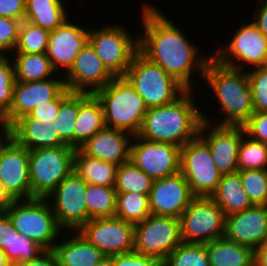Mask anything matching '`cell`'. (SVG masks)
Instances as JSON below:
<instances>
[{
    "instance_id": "47",
    "label": "cell",
    "mask_w": 267,
    "mask_h": 266,
    "mask_svg": "<svg viewBox=\"0 0 267 266\" xmlns=\"http://www.w3.org/2000/svg\"><path fill=\"white\" fill-rule=\"evenodd\" d=\"M13 233H18L11 219L6 213H0V249H2L8 259L11 261V242L13 241Z\"/></svg>"
},
{
    "instance_id": "3",
    "label": "cell",
    "mask_w": 267,
    "mask_h": 266,
    "mask_svg": "<svg viewBox=\"0 0 267 266\" xmlns=\"http://www.w3.org/2000/svg\"><path fill=\"white\" fill-rule=\"evenodd\" d=\"M204 80L218 98L225 118L217 125L242 126L254 113V104L247 71L221 64L211 57Z\"/></svg>"
},
{
    "instance_id": "32",
    "label": "cell",
    "mask_w": 267,
    "mask_h": 266,
    "mask_svg": "<svg viewBox=\"0 0 267 266\" xmlns=\"http://www.w3.org/2000/svg\"><path fill=\"white\" fill-rule=\"evenodd\" d=\"M116 194L115 187L87 184V222L94 218L115 217Z\"/></svg>"
},
{
    "instance_id": "46",
    "label": "cell",
    "mask_w": 267,
    "mask_h": 266,
    "mask_svg": "<svg viewBox=\"0 0 267 266\" xmlns=\"http://www.w3.org/2000/svg\"><path fill=\"white\" fill-rule=\"evenodd\" d=\"M113 266H162V263L151 256L131 251L112 256Z\"/></svg>"
},
{
    "instance_id": "6",
    "label": "cell",
    "mask_w": 267,
    "mask_h": 266,
    "mask_svg": "<svg viewBox=\"0 0 267 266\" xmlns=\"http://www.w3.org/2000/svg\"><path fill=\"white\" fill-rule=\"evenodd\" d=\"M143 98L148 108L173 103L186 89L159 65L149 61L139 51L124 76Z\"/></svg>"
},
{
    "instance_id": "4",
    "label": "cell",
    "mask_w": 267,
    "mask_h": 266,
    "mask_svg": "<svg viewBox=\"0 0 267 266\" xmlns=\"http://www.w3.org/2000/svg\"><path fill=\"white\" fill-rule=\"evenodd\" d=\"M94 94L101 102L106 127L138 135L148 107L125 77H115Z\"/></svg>"
},
{
    "instance_id": "21",
    "label": "cell",
    "mask_w": 267,
    "mask_h": 266,
    "mask_svg": "<svg viewBox=\"0 0 267 266\" xmlns=\"http://www.w3.org/2000/svg\"><path fill=\"white\" fill-rule=\"evenodd\" d=\"M224 237L253 249L267 241V205L226 216Z\"/></svg>"
},
{
    "instance_id": "53",
    "label": "cell",
    "mask_w": 267,
    "mask_h": 266,
    "mask_svg": "<svg viewBox=\"0 0 267 266\" xmlns=\"http://www.w3.org/2000/svg\"><path fill=\"white\" fill-rule=\"evenodd\" d=\"M0 266H13V263L8 259L2 249H0Z\"/></svg>"
},
{
    "instance_id": "5",
    "label": "cell",
    "mask_w": 267,
    "mask_h": 266,
    "mask_svg": "<svg viewBox=\"0 0 267 266\" xmlns=\"http://www.w3.org/2000/svg\"><path fill=\"white\" fill-rule=\"evenodd\" d=\"M47 198L14 200L5 212L17 232L37 242L44 249H53L57 237L62 235ZM62 233H61V232Z\"/></svg>"
},
{
    "instance_id": "50",
    "label": "cell",
    "mask_w": 267,
    "mask_h": 266,
    "mask_svg": "<svg viewBox=\"0 0 267 266\" xmlns=\"http://www.w3.org/2000/svg\"><path fill=\"white\" fill-rule=\"evenodd\" d=\"M252 22L267 37V0L262 4Z\"/></svg>"
},
{
    "instance_id": "37",
    "label": "cell",
    "mask_w": 267,
    "mask_h": 266,
    "mask_svg": "<svg viewBox=\"0 0 267 266\" xmlns=\"http://www.w3.org/2000/svg\"><path fill=\"white\" fill-rule=\"evenodd\" d=\"M245 137L239 147L238 171L267 169V144Z\"/></svg>"
},
{
    "instance_id": "20",
    "label": "cell",
    "mask_w": 267,
    "mask_h": 266,
    "mask_svg": "<svg viewBox=\"0 0 267 266\" xmlns=\"http://www.w3.org/2000/svg\"><path fill=\"white\" fill-rule=\"evenodd\" d=\"M64 88V79L61 78L31 82L16 81L11 108L3 118L6 128L8 129L22 116L30 114L40 104L52 101Z\"/></svg>"
},
{
    "instance_id": "41",
    "label": "cell",
    "mask_w": 267,
    "mask_h": 266,
    "mask_svg": "<svg viewBox=\"0 0 267 266\" xmlns=\"http://www.w3.org/2000/svg\"><path fill=\"white\" fill-rule=\"evenodd\" d=\"M247 75L252 91L254 111L267 112V66L253 67Z\"/></svg>"
},
{
    "instance_id": "29",
    "label": "cell",
    "mask_w": 267,
    "mask_h": 266,
    "mask_svg": "<svg viewBox=\"0 0 267 266\" xmlns=\"http://www.w3.org/2000/svg\"><path fill=\"white\" fill-rule=\"evenodd\" d=\"M211 198L220 206L225 216L241 212L252 206L243 189L238 172L222 175Z\"/></svg>"
},
{
    "instance_id": "48",
    "label": "cell",
    "mask_w": 267,
    "mask_h": 266,
    "mask_svg": "<svg viewBox=\"0 0 267 266\" xmlns=\"http://www.w3.org/2000/svg\"><path fill=\"white\" fill-rule=\"evenodd\" d=\"M26 0H0V17L24 21Z\"/></svg>"
},
{
    "instance_id": "19",
    "label": "cell",
    "mask_w": 267,
    "mask_h": 266,
    "mask_svg": "<svg viewBox=\"0 0 267 266\" xmlns=\"http://www.w3.org/2000/svg\"><path fill=\"white\" fill-rule=\"evenodd\" d=\"M195 196L181 172L153 181L149 193L152 215L180 218Z\"/></svg>"
},
{
    "instance_id": "44",
    "label": "cell",
    "mask_w": 267,
    "mask_h": 266,
    "mask_svg": "<svg viewBox=\"0 0 267 266\" xmlns=\"http://www.w3.org/2000/svg\"><path fill=\"white\" fill-rule=\"evenodd\" d=\"M242 126L250 139L267 144V112L254 111Z\"/></svg>"
},
{
    "instance_id": "34",
    "label": "cell",
    "mask_w": 267,
    "mask_h": 266,
    "mask_svg": "<svg viewBox=\"0 0 267 266\" xmlns=\"http://www.w3.org/2000/svg\"><path fill=\"white\" fill-rule=\"evenodd\" d=\"M79 111V93L72 92L61 104L52 126L61 140L75 148V126Z\"/></svg>"
},
{
    "instance_id": "36",
    "label": "cell",
    "mask_w": 267,
    "mask_h": 266,
    "mask_svg": "<svg viewBox=\"0 0 267 266\" xmlns=\"http://www.w3.org/2000/svg\"><path fill=\"white\" fill-rule=\"evenodd\" d=\"M50 31L36 26L28 21L21 23L16 53L41 54L46 53Z\"/></svg>"
},
{
    "instance_id": "24",
    "label": "cell",
    "mask_w": 267,
    "mask_h": 266,
    "mask_svg": "<svg viewBox=\"0 0 267 266\" xmlns=\"http://www.w3.org/2000/svg\"><path fill=\"white\" fill-rule=\"evenodd\" d=\"M53 121L44 122L29 114L17 119L8 129V134L28 151L39 148L66 145L52 126Z\"/></svg>"
},
{
    "instance_id": "22",
    "label": "cell",
    "mask_w": 267,
    "mask_h": 266,
    "mask_svg": "<svg viewBox=\"0 0 267 266\" xmlns=\"http://www.w3.org/2000/svg\"><path fill=\"white\" fill-rule=\"evenodd\" d=\"M89 31L64 21L54 31H50L46 55L55 70L64 68L66 72L73 65L75 57L88 43Z\"/></svg>"
},
{
    "instance_id": "9",
    "label": "cell",
    "mask_w": 267,
    "mask_h": 266,
    "mask_svg": "<svg viewBox=\"0 0 267 266\" xmlns=\"http://www.w3.org/2000/svg\"><path fill=\"white\" fill-rule=\"evenodd\" d=\"M88 42L114 77H124L133 57L139 51L138 39L122 25L89 30Z\"/></svg>"
},
{
    "instance_id": "16",
    "label": "cell",
    "mask_w": 267,
    "mask_h": 266,
    "mask_svg": "<svg viewBox=\"0 0 267 266\" xmlns=\"http://www.w3.org/2000/svg\"><path fill=\"white\" fill-rule=\"evenodd\" d=\"M202 118L198 136L208 145L216 168L221 175L238 172V152L242 137L245 136L243 126L217 124L212 126L210 117L202 113ZM210 126L213 128L206 136L205 131Z\"/></svg>"
},
{
    "instance_id": "18",
    "label": "cell",
    "mask_w": 267,
    "mask_h": 266,
    "mask_svg": "<svg viewBox=\"0 0 267 266\" xmlns=\"http://www.w3.org/2000/svg\"><path fill=\"white\" fill-rule=\"evenodd\" d=\"M66 73L65 87L70 92L78 93L94 94L115 78L104 66L89 42L80 50Z\"/></svg>"
},
{
    "instance_id": "42",
    "label": "cell",
    "mask_w": 267,
    "mask_h": 266,
    "mask_svg": "<svg viewBox=\"0 0 267 266\" xmlns=\"http://www.w3.org/2000/svg\"><path fill=\"white\" fill-rule=\"evenodd\" d=\"M44 250L37 242L19 232L13 233V241L11 242V262L13 264L32 260Z\"/></svg>"
},
{
    "instance_id": "55",
    "label": "cell",
    "mask_w": 267,
    "mask_h": 266,
    "mask_svg": "<svg viewBox=\"0 0 267 266\" xmlns=\"http://www.w3.org/2000/svg\"><path fill=\"white\" fill-rule=\"evenodd\" d=\"M0 125H1V129L0 130H2V131H0V141L3 139L2 137H5V135H7L8 134V132H7V128H6V126H5V124H4V120H3V118L2 117H0ZM2 135V136H1Z\"/></svg>"
},
{
    "instance_id": "17",
    "label": "cell",
    "mask_w": 267,
    "mask_h": 266,
    "mask_svg": "<svg viewBox=\"0 0 267 266\" xmlns=\"http://www.w3.org/2000/svg\"><path fill=\"white\" fill-rule=\"evenodd\" d=\"M219 49L216 54H212V57L223 65L243 69L242 65L235 64L236 59L245 64H252L255 68L267 66V37L253 23L245 25L243 23L230 44L226 48Z\"/></svg>"
},
{
    "instance_id": "12",
    "label": "cell",
    "mask_w": 267,
    "mask_h": 266,
    "mask_svg": "<svg viewBox=\"0 0 267 266\" xmlns=\"http://www.w3.org/2000/svg\"><path fill=\"white\" fill-rule=\"evenodd\" d=\"M77 231L105 256L134 251L135 224L116 216L90 219Z\"/></svg>"
},
{
    "instance_id": "33",
    "label": "cell",
    "mask_w": 267,
    "mask_h": 266,
    "mask_svg": "<svg viewBox=\"0 0 267 266\" xmlns=\"http://www.w3.org/2000/svg\"><path fill=\"white\" fill-rule=\"evenodd\" d=\"M150 214L149 195L135 192L116 194L117 218L136 224L144 221Z\"/></svg>"
},
{
    "instance_id": "15",
    "label": "cell",
    "mask_w": 267,
    "mask_h": 266,
    "mask_svg": "<svg viewBox=\"0 0 267 266\" xmlns=\"http://www.w3.org/2000/svg\"><path fill=\"white\" fill-rule=\"evenodd\" d=\"M0 182L14 200L31 199L29 151L9 134L0 141Z\"/></svg>"
},
{
    "instance_id": "43",
    "label": "cell",
    "mask_w": 267,
    "mask_h": 266,
    "mask_svg": "<svg viewBox=\"0 0 267 266\" xmlns=\"http://www.w3.org/2000/svg\"><path fill=\"white\" fill-rule=\"evenodd\" d=\"M21 23L13 18L0 17V56H6L7 51H14Z\"/></svg>"
},
{
    "instance_id": "23",
    "label": "cell",
    "mask_w": 267,
    "mask_h": 266,
    "mask_svg": "<svg viewBox=\"0 0 267 266\" xmlns=\"http://www.w3.org/2000/svg\"><path fill=\"white\" fill-rule=\"evenodd\" d=\"M130 133L105 127L89 138L80 149L91 157L121 165L129 161Z\"/></svg>"
},
{
    "instance_id": "27",
    "label": "cell",
    "mask_w": 267,
    "mask_h": 266,
    "mask_svg": "<svg viewBox=\"0 0 267 266\" xmlns=\"http://www.w3.org/2000/svg\"><path fill=\"white\" fill-rule=\"evenodd\" d=\"M210 266H254V249L224 236L205 244Z\"/></svg>"
},
{
    "instance_id": "11",
    "label": "cell",
    "mask_w": 267,
    "mask_h": 266,
    "mask_svg": "<svg viewBox=\"0 0 267 266\" xmlns=\"http://www.w3.org/2000/svg\"><path fill=\"white\" fill-rule=\"evenodd\" d=\"M182 243L180 219L150 214L135 224L134 251L161 263Z\"/></svg>"
},
{
    "instance_id": "10",
    "label": "cell",
    "mask_w": 267,
    "mask_h": 266,
    "mask_svg": "<svg viewBox=\"0 0 267 266\" xmlns=\"http://www.w3.org/2000/svg\"><path fill=\"white\" fill-rule=\"evenodd\" d=\"M180 172L195 197H211L222 176L208 145L199 136L181 147Z\"/></svg>"
},
{
    "instance_id": "31",
    "label": "cell",
    "mask_w": 267,
    "mask_h": 266,
    "mask_svg": "<svg viewBox=\"0 0 267 266\" xmlns=\"http://www.w3.org/2000/svg\"><path fill=\"white\" fill-rule=\"evenodd\" d=\"M14 55L16 81H41L48 79L53 71H56L46 53H15Z\"/></svg>"
},
{
    "instance_id": "28",
    "label": "cell",
    "mask_w": 267,
    "mask_h": 266,
    "mask_svg": "<svg viewBox=\"0 0 267 266\" xmlns=\"http://www.w3.org/2000/svg\"><path fill=\"white\" fill-rule=\"evenodd\" d=\"M118 167L86 155L80 148L74 154V172L90 185L115 187Z\"/></svg>"
},
{
    "instance_id": "39",
    "label": "cell",
    "mask_w": 267,
    "mask_h": 266,
    "mask_svg": "<svg viewBox=\"0 0 267 266\" xmlns=\"http://www.w3.org/2000/svg\"><path fill=\"white\" fill-rule=\"evenodd\" d=\"M252 205H267V169L238 171Z\"/></svg>"
},
{
    "instance_id": "14",
    "label": "cell",
    "mask_w": 267,
    "mask_h": 266,
    "mask_svg": "<svg viewBox=\"0 0 267 266\" xmlns=\"http://www.w3.org/2000/svg\"><path fill=\"white\" fill-rule=\"evenodd\" d=\"M135 138V139H134ZM129 161L153 180L169 177L180 172L181 147L173 143L153 142L133 136ZM137 142V143H136Z\"/></svg>"
},
{
    "instance_id": "13",
    "label": "cell",
    "mask_w": 267,
    "mask_h": 266,
    "mask_svg": "<svg viewBox=\"0 0 267 266\" xmlns=\"http://www.w3.org/2000/svg\"><path fill=\"white\" fill-rule=\"evenodd\" d=\"M86 187L87 183L73 171L47 197L53 199L52 211L62 229L77 231L87 223Z\"/></svg>"
},
{
    "instance_id": "40",
    "label": "cell",
    "mask_w": 267,
    "mask_h": 266,
    "mask_svg": "<svg viewBox=\"0 0 267 266\" xmlns=\"http://www.w3.org/2000/svg\"><path fill=\"white\" fill-rule=\"evenodd\" d=\"M15 67L7 56H0V117L4 118L11 108L15 86Z\"/></svg>"
},
{
    "instance_id": "7",
    "label": "cell",
    "mask_w": 267,
    "mask_h": 266,
    "mask_svg": "<svg viewBox=\"0 0 267 266\" xmlns=\"http://www.w3.org/2000/svg\"><path fill=\"white\" fill-rule=\"evenodd\" d=\"M75 152L69 145L29 151L31 198H47L74 171Z\"/></svg>"
},
{
    "instance_id": "2",
    "label": "cell",
    "mask_w": 267,
    "mask_h": 266,
    "mask_svg": "<svg viewBox=\"0 0 267 266\" xmlns=\"http://www.w3.org/2000/svg\"><path fill=\"white\" fill-rule=\"evenodd\" d=\"M191 92L186 90L173 103L148 108L138 136L179 147L196 138L203 118L202 112L192 102Z\"/></svg>"
},
{
    "instance_id": "26",
    "label": "cell",
    "mask_w": 267,
    "mask_h": 266,
    "mask_svg": "<svg viewBox=\"0 0 267 266\" xmlns=\"http://www.w3.org/2000/svg\"><path fill=\"white\" fill-rule=\"evenodd\" d=\"M74 235L63 242L54 245V252L57 256L58 266H94L105 255L88 242L76 231Z\"/></svg>"
},
{
    "instance_id": "35",
    "label": "cell",
    "mask_w": 267,
    "mask_h": 266,
    "mask_svg": "<svg viewBox=\"0 0 267 266\" xmlns=\"http://www.w3.org/2000/svg\"><path fill=\"white\" fill-rule=\"evenodd\" d=\"M153 181L131 161H127L118 167L115 190L117 193L135 192L149 195Z\"/></svg>"
},
{
    "instance_id": "51",
    "label": "cell",
    "mask_w": 267,
    "mask_h": 266,
    "mask_svg": "<svg viewBox=\"0 0 267 266\" xmlns=\"http://www.w3.org/2000/svg\"><path fill=\"white\" fill-rule=\"evenodd\" d=\"M254 266H267V241L254 249Z\"/></svg>"
},
{
    "instance_id": "38",
    "label": "cell",
    "mask_w": 267,
    "mask_h": 266,
    "mask_svg": "<svg viewBox=\"0 0 267 266\" xmlns=\"http://www.w3.org/2000/svg\"><path fill=\"white\" fill-rule=\"evenodd\" d=\"M162 266H210L205 244L182 242L166 257Z\"/></svg>"
},
{
    "instance_id": "52",
    "label": "cell",
    "mask_w": 267,
    "mask_h": 266,
    "mask_svg": "<svg viewBox=\"0 0 267 266\" xmlns=\"http://www.w3.org/2000/svg\"><path fill=\"white\" fill-rule=\"evenodd\" d=\"M14 202V199L5 190L4 185L0 182V213H5Z\"/></svg>"
},
{
    "instance_id": "49",
    "label": "cell",
    "mask_w": 267,
    "mask_h": 266,
    "mask_svg": "<svg viewBox=\"0 0 267 266\" xmlns=\"http://www.w3.org/2000/svg\"><path fill=\"white\" fill-rule=\"evenodd\" d=\"M13 266H58V260L53 249H45L34 259L15 263Z\"/></svg>"
},
{
    "instance_id": "25",
    "label": "cell",
    "mask_w": 267,
    "mask_h": 266,
    "mask_svg": "<svg viewBox=\"0 0 267 266\" xmlns=\"http://www.w3.org/2000/svg\"><path fill=\"white\" fill-rule=\"evenodd\" d=\"M106 127L101 102L95 94L79 93V111L75 126V149Z\"/></svg>"
},
{
    "instance_id": "1",
    "label": "cell",
    "mask_w": 267,
    "mask_h": 266,
    "mask_svg": "<svg viewBox=\"0 0 267 266\" xmlns=\"http://www.w3.org/2000/svg\"><path fill=\"white\" fill-rule=\"evenodd\" d=\"M142 10L145 33L137 37L139 52L186 90H193L192 70L198 69L203 77L212 55L199 57L197 47L155 6L145 4Z\"/></svg>"
},
{
    "instance_id": "45",
    "label": "cell",
    "mask_w": 267,
    "mask_h": 266,
    "mask_svg": "<svg viewBox=\"0 0 267 266\" xmlns=\"http://www.w3.org/2000/svg\"><path fill=\"white\" fill-rule=\"evenodd\" d=\"M66 87L52 100L47 103L40 104L29 114L32 118L42 120L44 122L53 121L58 113L60 104L71 94Z\"/></svg>"
},
{
    "instance_id": "54",
    "label": "cell",
    "mask_w": 267,
    "mask_h": 266,
    "mask_svg": "<svg viewBox=\"0 0 267 266\" xmlns=\"http://www.w3.org/2000/svg\"><path fill=\"white\" fill-rule=\"evenodd\" d=\"M94 266H113L112 256H104L97 264Z\"/></svg>"
},
{
    "instance_id": "30",
    "label": "cell",
    "mask_w": 267,
    "mask_h": 266,
    "mask_svg": "<svg viewBox=\"0 0 267 266\" xmlns=\"http://www.w3.org/2000/svg\"><path fill=\"white\" fill-rule=\"evenodd\" d=\"M62 0H26L24 20L54 31L68 19Z\"/></svg>"
},
{
    "instance_id": "8",
    "label": "cell",
    "mask_w": 267,
    "mask_h": 266,
    "mask_svg": "<svg viewBox=\"0 0 267 266\" xmlns=\"http://www.w3.org/2000/svg\"><path fill=\"white\" fill-rule=\"evenodd\" d=\"M179 219L183 243L207 244L224 236L226 216L211 197H195Z\"/></svg>"
}]
</instances>
